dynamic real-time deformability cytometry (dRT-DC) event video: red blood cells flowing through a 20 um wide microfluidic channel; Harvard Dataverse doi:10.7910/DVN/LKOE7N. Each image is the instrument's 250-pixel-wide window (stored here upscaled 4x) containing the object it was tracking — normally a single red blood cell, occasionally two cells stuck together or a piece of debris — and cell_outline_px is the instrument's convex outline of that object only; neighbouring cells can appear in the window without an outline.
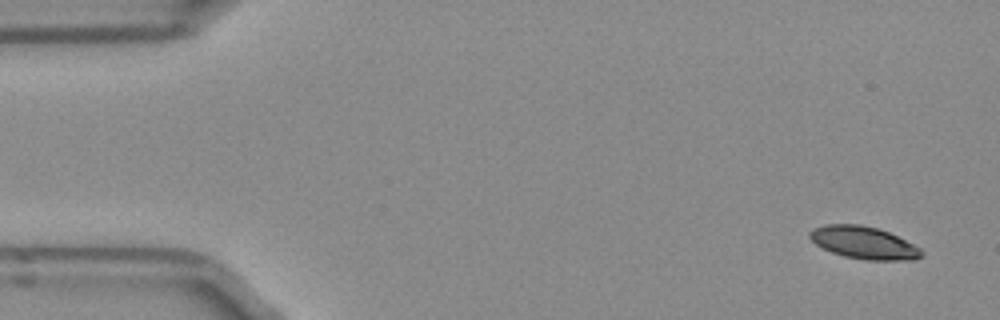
{"species": "Egyptian fruit bat (a non-hibernating species)", "species_latin": "Rousettus aegyptiacus", "temperature_condition": "room temperature", "stored_images_in_passage": 8, "camera_frame_rate_fps": 3000, "um_per_image_px": 0.085, "frame": {"image": 1, "passage_image": 1, "time_ms": 0.0, "image_size_px": [1000, 320], "cell_outline_px": [[924, 256], [916, 260], [864, 260], [844, 256], [832, 252], [816, 244], [808, 236], [808, 232], [812, 228], [824, 224], [860, 224], [876, 228], [888, 232], [920, 248], [924, 252]], "centroid_in_image_um": [73.41, 20.63], "position_along_channel_um": 11.6, "area_um2": 21.15}}
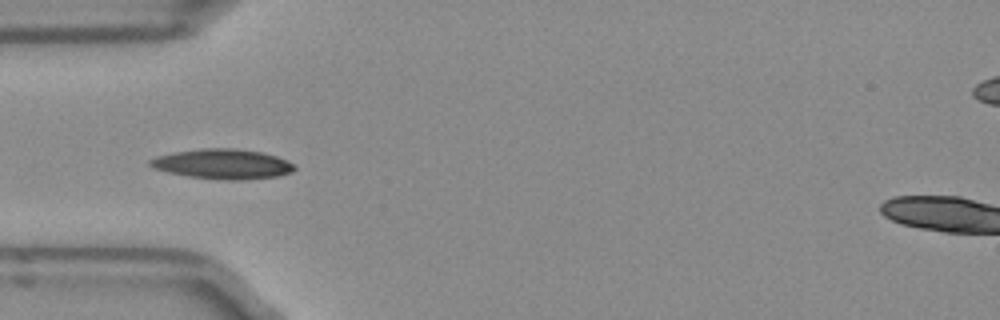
{"frame": {"image": 2, "passage_image": 4, "time_ms": 1.0, "image_size_px": [1000, 320], "cell_outline_px": [[296, 168], [292, 172], [276, 176], [244, 180], [228, 180], [188, 176], [168, 172], [152, 168], [148, 164], [148, 160], [156, 156], [176, 152], [204, 148], [232, 148], [260, 152], [276, 156], [292, 164]], "centroid_in_image_um": [18.88, 13.94], "position_along_channel_um": 66.1, "area_um2": 24.91}}
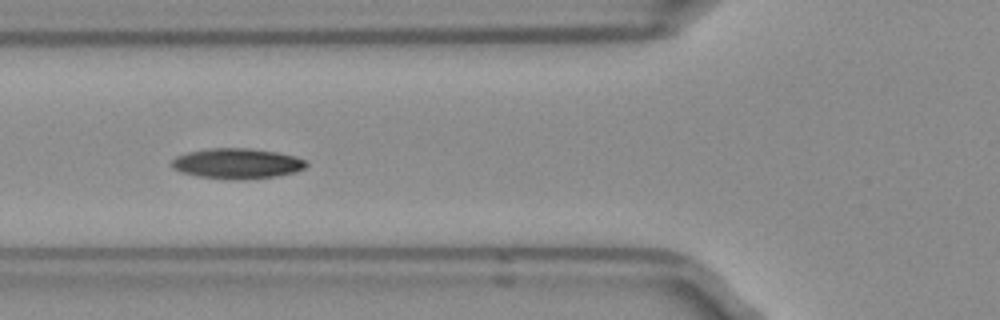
{"frame": {"image": 3, "passage_image": 5, "time_ms": 1.333, "image_size_px": [1000, 320], "cell_outline_px": [[308, 164], [304, 168], [296, 172], [276, 176], [236, 180], [228, 180], [196, 176], [180, 172], [172, 168], [172, 160], [176, 156], [188, 152], [208, 148], [248, 148], [276, 152], [296, 156], [308, 160]], "centroid_in_image_um": [20.16, 13.9], "position_along_channel_um": 105.6, "area_um2": 24.04}}